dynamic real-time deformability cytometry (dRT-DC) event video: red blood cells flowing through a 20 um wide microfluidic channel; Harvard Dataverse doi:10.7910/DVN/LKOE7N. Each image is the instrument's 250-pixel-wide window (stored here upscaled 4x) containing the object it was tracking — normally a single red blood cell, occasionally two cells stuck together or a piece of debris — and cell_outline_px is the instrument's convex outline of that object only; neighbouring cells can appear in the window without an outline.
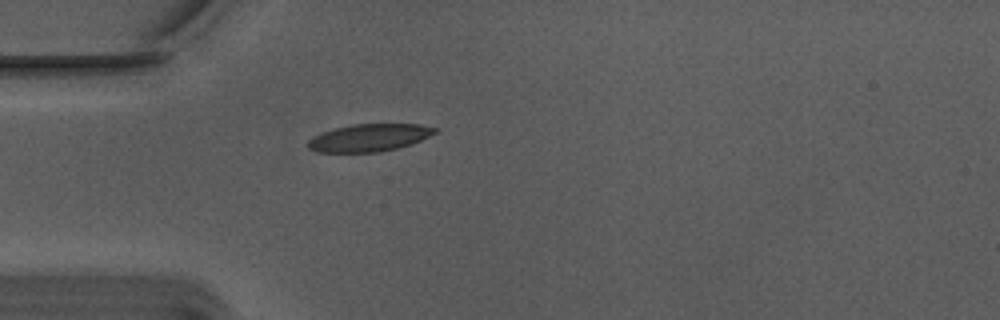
{"species": "Egyptian fruit bat (a non-hibernating species)", "species_latin": "Rousettus aegyptiacus", "temperature_condition": "warm", "stored_images_in_passage": 40, "camera_frame_rate_fps": 3000, "um_per_image_px": 0.085, "animal": {"sex": "male"}, "frame": {"image": 1, "passage_image": 1, "time_ms": 0.0, "image_size_px": [1000, 320], "cell_outline_px": [[440, 128], [436, 132], [420, 140], [396, 148], [380, 152], [316, 152], [308, 148], [308, 140], [312, 136], [336, 128], [352, 124], [420, 124]], "centroid_in_image_um": [31.37, 11.7], "position_along_channel_um": 53.6, "area_um2": 20.17}}
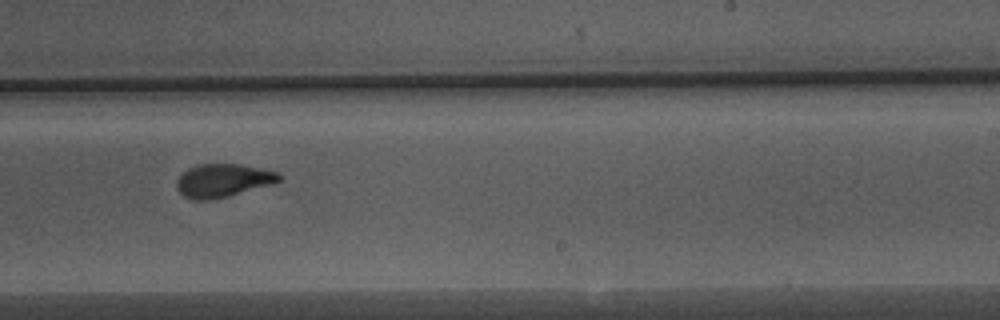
{"frame": {"image": 2, "passage_image": 19, "time_ms": 6.0, "image_size_px": [1000, 320], "cell_outline_px": [[284, 176], [280, 180], [272, 184], [228, 196], [208, 200], [192, 200], [184, 196], [176, 188], [176, 180], [188, 168], [196, 164], [240, 164], [280, 172]], "centroid_in_image_um": [18.96, 15.33], "position_along_channel_um": 270.0, "area_um2": 19.94}}
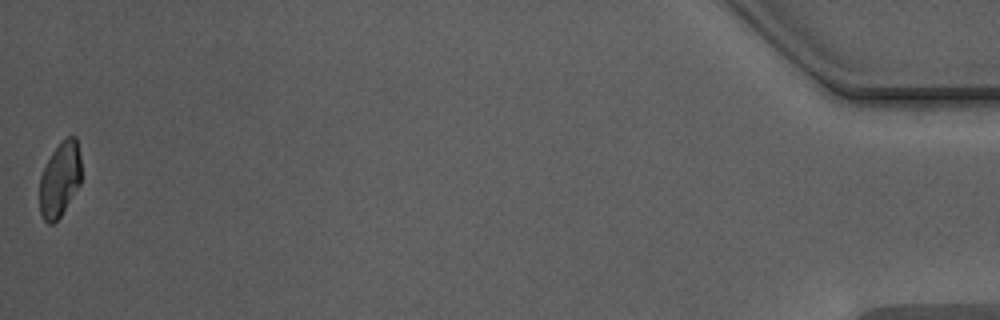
{"frame": {"image": 3, "passage_image": 40, "time_ms": 13.0, "image_size_px": [1000, 320], "cell_outline_px": [[80, 184], [60, 216], [52, 224], [48, 224], [44, 220], [40, 212], [40, 176], [52, 152], [68, 136], [76, 136], [80, 156]], "centroid_in_image_um": [5.08, 15.26], "position_along_channel_um": 430.1, "area_um2": 17.8}, "authors_computed_cell_mechanics": {"area_um2": 20.1722, "velocity_mm_per_s": 3.7419, "shape_relaxation_time_tau1_ms": 4.4658, "shape_relaxation_time_tau2_ms": 0.9617, "deformation_change_tau1": 0.1687, "deformation_change_tau2": 0.0537}}